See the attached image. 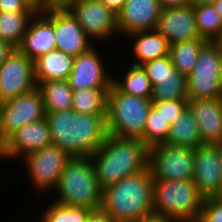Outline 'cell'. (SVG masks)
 Returning <instances> with one entry per match:
<instances>
[{
	"label": "cell",
	"instance_id": "1",
	"mask_svg": "<svg viewBox=\"0 0 222 222\" xmlns=\"http://www.w3.org/2000/svg\"><path fill=\"white\" fill-rule=\"evenodd\" d=\"M52 144L72 157L91 158L107 136L106 115L63 110L46 112Z\"/></svg>",
	"mask_w": 222,
	"mask_h": 222
},
{
	"label": "cell",
	"instance_id": "2",
	"mask_svg": "<svg viewBox=\"0 0 222 222\" xmlns=\"http://www.w3.org/2000/svg\"><path fill=\"white\" fill-rule=\"evenodd\" d=\"M150 148L140 138L110 134L90 158L102 189L149 167Z\"/></svg>",
	"mask_w": 222,
	"mask_h": 222
},
{
	"label": "cell",
	"instance_id": "3",
	"mask_svg": "<svg viewBox=\"0 0 222 222\" xmlns=\"http://www.w3.org/2000/svg\"><path fill=\"white\" fill-rule=\"evenodd\" d=\"M150 167L103 189L101 208L114 222H137L154 214Z\"/></svg>",
	"mask_w": 222,
	"mask_h": 222
},
{
	"label": "cell",
	"instance_id": "4",
	"mask_svg": "<svg viewBox=\"0 0 222 222\" xmlns=\"http://www.w3.org/2000/svg\"><path fill=\"white\" fill-rule=\"evenodd\" d=\"M53 192L57 199L52 201L60 204L89 210L101 208L103 189L89 157H72Z\"/></svg>",
	"mask_w": 222,
	"mask_h": 222
},
{
	"label": "cell",
	"instance_id": "5",
	"mask_svg": "<svg viewBox=\"0 0 222 222\" xmlns=\"http://www.w3.org/2000/svg\"><path fill=\"white\" fill-rule=\"evenodd\" d=\"M152 104L151 98L123 93L112 84L107 95V134L122 138H140L143 141L146 119Z\"/></svg>",
	"mask_w": 222,
	"mask_h": 222
},
{
	"label": "cell",
	"instance_id": "6",
	"mask_svg": "<svg viewBox=\"0 0 222 222\" xmlns=\"http://www.w3.org/2000/svg\"><path fill=\"white\" fill-rule=\"evenodd\" d=\"M203 200L192 180L154 179L153 210L156 215L174 222L198 219Z\"/></svg>",
	"mask_w": 222,
	"mask_h": 222
},
{
	"label": "cell",
	"instance_id": "7",
	"mask_svg": "<svg viewBox=\"0 0 222 222\" xmlns=\"http://www.w3.org/2000/svg\"><path fill=\"white\" fill-rule=\"evenodd\" d=\"M187 98H222V46L207 41L201 48L193 71L187 76Z\"/></svg>",
	"mask_w": 222,
	"mask_h": 222
},
{
	"label": "cell",
	"instance_id": "8",
	"mask_svg": "<svg viewBox=\"0 0 222 222\" xmlns=\"http://www.w3.org/2000/svg\"><path fill=\"white\" fill-rule=\"evenodd\" d=\"M26 173L37 192L54 191L59 183L60 175L72 156L53 144L38 151L31 152L24 157ZM35 187V188H34Z\"/></svg>",
	"mask_w": 222,
	"mask_h": 222
},
{
	"label": "cell",
	"instance_id": "9",
	"mask_svg": "<svg viewBox=\"0 0 222 222\" xmlns=\"http://www.w3.org/2000/svg\"><path fill=\"white\" fill-rule=\"evenodd\" d=\"M194 149L186 146L161 143L149 150V167L153 179H193Z\"/></svg>",
	"mask_w": 222,
	"mask_h": 222
},
{
	"label": "cell",
	"instance_id": "10",
	"mask_svg": "<svg viewBox=\"0 0 222 222\" xmlns=\"http://www.w3.org/2000/svg\"><path fill=\"white\" fill-rule=\"evenodd\" d=\"M36 87L33 61L18 48H13L0 66V102L14 99Z\"/></svg>",
	"mask_w": 222,
	"mask_h": 222
},
{
	"label": "cell",
	"instance_id": "11",
	"mask_svg": "<svg viewBox=\"0 0 222 222\" xmlns=\"http://www.w3.org/2000/svg\"><path fill=\"white\" fill-rule=\"evenodd\" d=\"M68 10L90 40L107 41L114 34L119 36L117 14L100 0H77Z\"/></svg>",
	"mask_w": 222,
	"mask_h": 222
},
{
	"label": "cell",
	"instance_id": "12",
	"mask_svg": "<svg viewBox=\"0 0 222 222\" xmlns=\"http://www.w3.org/2000/svg\"><path fill=\"white\" fill-rule=\"evenodd\" d=\"M3 139L26 124L40 121L46 117L43 98L36 87L32 91L1 103Z\"/></svg>",
	"mask_w": 222,
	"mask_h": 222
},
{
	"label": "cell",
	"instance_id": "13",
	"mask_svg": "<svg viewBox=\"0 0 222 222\" xmlns=\"http://www.w3.org/2000/svg\"><path fill=\"white\" fill-rule=\"evenodd\" d=\"M193 183L204 198L222 196L221 158L217 144H201L194 149Z\"/></svg>",
	"mask_w": 222,
	"mask_h": 222
},
{
	"label": "cell",
	"instance_id": "14",
	"mask_svg": "<svg viewBox=\"0 0 222 222\" xmlns=\"http://www.w3.org/2000/svg\"><path fill=\"white\" fill-rule=\"evenodd\" d=\"M104 63L95 45L76 56L72 72L67 80L72 90L110 89L113 76L107 71L108 66L106 67Z\"/></svg>",
	"mask_w": 222,
	"mask_h": 222
},
{
	"label": "cell",
	"instance_id": "15",
	"mask_svg": "<svg viewBox=\"0 0 222 222\" xmlns=\"http://www.w3.org/2000/svg\"><path fill=\"white\" fill-rule=\"evenodd\" d=\"M18 49L32 61L56 49L54 11L35 13Z\"/></svg>",
	"mask_w": 222,
	"mask_h": 222
},
{
	"label": "cell",
	"instance_id": "16",
	"mask_svg": "<svg viewBox=\"0 0 222 222\" xmlns=\"http://www.w3.org/2000/svg\"><path fill=\"white\" fill-rule=\"evenodd\" d=\"M156 30L174 44L200 37L193 10V4L181 7H168L161 10Z\"/></svg>",
	"mask_w": 222,
	"mask_h": 222
},
{
	"label": "cell",
	"instance_id": "17",
	"mask_svg": "<svg viewBox=\"0 0 222 222\" xmlns=\"http://www.w3.org/2000/svg\"><path fill=\"white\" fill-rule=\"evenodd\" d=\"M161 10L158 0H126L117 14L119 36L156 29Z\"/></svg>",
	"mask_w": 222,
	"mask_h": 222
},
{
	"label": "cell",
	"instance_id": "18",
	"mask_svg": "<svg viewBox=\"0 0 222 222\" xmlns=\"http://www.w3.org/2000/svg\"><path fill=\"white\" fill-rule=\"evenodd\" d=\"M52 144L50 129L46 118L29 123L11 134L3 145V157L17 158L43 149Z\"/></svg>",
	"mask_w": 222,
	"mask_h": 222
},
{
	"label": "cell",
	"instance_id": "19",
	"mask_svg": "<svg viewBox=\"0 0 222 222\" xmlns=\"http://www.w3.org/2000/svg\"><path fill=\"white\" fill-rule=\"evenodd\" d=\"M54 32L56 49L73 57L94 46L69 10H54Z\"/></svg>",
	"mask_w": 222,
	"mask_h": 222
},
{
	"label": "cell",
	"instance_id": "20",
	"mask_svg": "<svg viewBox=\"0 0 222 222\" xmlns=\"http://www.w3.org/2000/svg\"><path fill=\"white\" fill-rule=\"evenodd\" d=\"M200 132L202 144L222 141V98L188 100Z\"/></svg>",
	"mask_w": 222,
	"mask_h": 222
},
{
	"label": "cell",
	"instance_id": "21",
	"mask_svg": "<svg viewBox=\"0 0 222 222\" xmlns=\"http://www.w3.org/2000/svg\"><path fill=\"white\" fill-rule=\"evenodd\" d=\"M125 39L129 40L133 45H131V51L135 56L133 58L136 60L131 64L141 65L150 60L169 56L170 44L156 29L134 32L127 35Z\"/></svg>",
	"mask_w": 222,
	"mask_h": 222
},
{
	"label": "cell",
	"instance_id": "22",
	"mask_svg": "<svg viewBox=\"0 0 222 222\" xmlns=\"http://www.w3.org/2000/svg\"><path fill=\"white\" fill-rule=\"evenodd\" d=\"M74 58L57 49L41 55L33 61L35 81L68 80Z\"/></svg>",
	"mask_w": 222,
	"mask_h": 222
},
{
	"label": "cell",
	"instance_id": "23",
	"mask_svg": "<svg viewBox=\"0 0 222 222\" xmlns=\"http://www.w3.org/2000/svg\"><path fill=\"white\" fill-rule=\"evenodd\" d=\"M165 143L193 149L202 144L198 123L188 106L171 124Z\"/></svg>",
	"mask_w": 222,
	"mask_h": 222
},
{
	"label": "cell",
	"instance_id": "24",
	"mask_svg": "<svg viewBox=\"0 0 222 222\" xmlns=\"http://www.w3.org/2000/svg\"><path fill=\"white\" fill-rule=\"evenodd\" d=\"M43 98L45 112L72 109L73 90L67 80L36 82Z\"/></svg>",
	"mask_w": 222,
	"mask_h": 222
},
{
	"label": "cell",
	"instance_id": "25",
	"mask_svg": "<svg viewBox=\"0 0 222 222\" xmlns=\"http://www.w3.org/2000/svg\"><path fill=\"white\" fill-rule=\"evenodd\" d=\"M124 72L120 79L113 76L112 84L119 91L143 98L152 97L153 86L141 65L130 64Z\"/></svg>",
	"mask_w": 222,
	"mask_h": 222
},
{
	"label": "cell",
	"instance_id": "26",
	"mask_svg": "<svg viewBox=\"0 0 222 222\" xmlns=\"http://www.w3.org/2000/svg\"><path fill=\"white\" fill-rule=\"evenodd\" d=\"M35 13L0 11V40L18 48Z\"/></svg>",
	"mask_w": 222,
	"mask_h": 222
},
{
	"label": "cell",
	"instance_id": "27",
	"mask_svg": "<svg viewBox=\"0 0 222 222\" xmlns=\"http://www.w3.org/2000/svg\"><path fill=\"white\" fill-rule=\"evenodd\" d=\"M109 89L73 90L72 110L79 114L107 115V95Z\"/></svg>",
	"mask_w": 222,
	"mask_h": 222
},
{
	"label": "cell",
	"instance_id": "28",
	"mask_svg": "<svg viewBox=\"0 0 222 222\" xmlns=\"http://www.w3.org/2000/svg\"><path fill=\"white\" fill-rule=\"evenodd\" d=\"M205 39H192L170 45L169 56L175 69L186 77L193 71Z\"/></svg>",
	"mask_w": 222,
	"mask_h": 222
},
{
	"label": "cell",
	"instance_id": "29",
	"mask_svg": "<svg viewBox=\"0 0 222 222\" xmlns=\"http://www.w3.org/2000/svg\"><path fill=\"white\" fill-rule=\"evenodd\" d=\"M151 99L152 101L188 100L187 77L174 68L169 75L158 79V84L153 86Z\"/></svg>",
	"mask_w": 222,
	"mask_h": 222
},
{
	"label": "cell",
	"instance_id": "30",
	"mask_svg": "<svg viewBox=\"0 0 222 222\" xmlns=\"http://www.w3.org/2000/svg\"><path fill=\"white\" fill-rule=\"evenodd\" d=\"M196 26L201 38L215 41L222 28V19L213 4H193Z\"/></svg>",
	"mask_w": 222,
	"mask_h": 222
},
{
	"label": "cell",
	"instance_id": "31",
	"mask_svg": "<svg viewBox=\"0 0 222 222\" xmlns=\"http://www.w3.org/2000/svg\"><path fill=\"white\" fill-rule=\"evenodd\" d=\"M90 211L86 208L67 206L53 201L41 213L43 215L38 222H86Z\"/></svg>",
	"mask_w": 222,
	"mask_h": 222
},
{
	"label": "cell",
	"instance_id": "32",
	"mask_svg": "<svg viewBox=\"0 0 222 222\" xmlns=\"http://www.w3.org/2000/svg\"><path fill=\"white\" fill-rule=\"evenodd\" d=\"M171 124L153 107L146 119L143 142L149 147L165 143L170 132Z\"/></svg>",
	"mask_w": 222,
	"mask_h": 222
},
{
	"label": "cell",
	"instance_id": "33",
	"mask_svg": "<svg viewBox=\"0 0 222 222\" xmlns=\"http://www.w3.org/2000/svg\"><path fill=\"white\" fill-rule=\"evenodd\" d=\"M141 66L149 77L152 86L158 84V79L169 75L174 69L170 56L147 61L141 64Z\"/></svg>",
	"mask_w": 222,
	"mask_h": 222
},
{
	"label": "cell",
	"instance_id": "34",
	"mask_svg": "<svg viewBox=\"0 0 222 222\" xmlns=\"http://www.w3.org/2000/svg\"><path fill=\"white\" fill-rule=\"evenodd\" d=\"M188 106V100H162L153 101L152 107L170 123Z\"/></svg>",
	"mask_w": 222,
	"mask_h": 222
},
{
	"label": "cell",
	"instance_id": "35",
	"mask_svg": "<svg viewBox=\"0 0 222 222\" xmlns=\"http://www.w3.org/2000/svg\"><path fill=\"white\" fill-rule=\"evenodd\" d=\"M199 219L202 222H222V198L204 199Z\"/></svg>",
	"mask_w": 222,
	"mask_h": 222
},
{
	"label": "cell",
	"instance_id": "36",
	"mask_svg": "<svg viewBox=\"0 0 222 222\" xmlns=\"http://www.w3.org/2000/svg\"><path fill=\"white\" fill-rule=\"evenodd\" d=\"M1 12H37L31 0H0Z\"/></svg>",
	"mask_w": 222,
	"mask_h": 222
},
{
	"label": "cell",
	"instance_id": "37",
	"mask_svg": "<svg viewBox=\"0 0 222 222\" xmlns=\"http://www.w3.org/2000/svg\"><path fill=\"white\" fill-rule=\"evenodd\" d=\"M77 0H37L34 3L36 11L44 13L54 10H68Z\"/></svg>",
	"mask_w": 222,
	"mask_h": 222
},
{
	"label": "cell",
	"instance_id": "38",
	"mask_svg": "<svg viewBox=\"0 0 222 222\" xmlns=\"http://www.w3.org/2000/svg\"><path fill=\"white\" fill-rule=\"evenodd\" d=\"M86 222H114L112 217L102 208L91 210Z\"/></svg>",
	"mask_w": 222,
	"mask_h": 222
},
{
	"label": "cell",
	"instance_id": "39",
	"mask_svg": "<svg viewBox=\"0 0 222 222\" xmlns=\"http://www.w3.org/2000/svg\"><path fill=\"white\" fill-rule=\"evenodd\" d=\"M106 7L118 14L124 7L126 0H100Z\"/></svg>",
	"mask_w": 222,
	"mask_h": 222
},
{
	"label": "cell",
	"instance_id": "40",
	"mask_svg": "<svg viewBox=\"0 0 222 222\" xmlns=\"http://www.w3.org/2000/svg\"><path fill=\"white\" fill-rule=\"evenodd\" d=\"M162 9L168 7H181L191 3V0H158Z\"/></svg>",
	"mask_w": 222,
	"mask_h": 222
},
{
	"label": "cell",
	"instance_id": "41",
	"mask_svg": "<svg viewBox=\"0 0 222 222\" xmlns=\"http://www.w3.org/2000/svg\"><path fill=\"white\" fill-rule=\"evenodd\" d=\"M12 50H13V47H11L8 43L0 40V66L4 63L8 54Z\"/></svg>",
	"mask_w": 222,
	"mask_h": 222
},
{
	"label": "cell",
	"instance_id": "42",
	"mask_svg": "<svg viewBox=\"0 0 222 222\" xmlns=\"http://www.w3.org/2000/svg\"><path fill=\"white\" fill-rule=\"evenodd\" d=\"M137 222H174V221L169 220V219L166 218V217L153 214V215H151V216L142 218V219H140V220L137 221Z\"/></svg>",
	"mask_w": 222,
	"mask_h": 222
},
{
	"label": "cell",
	"instance_id": "43",
	"mask_svg": "<svg viewBox=\"0 0 222 222\" xmlns=\"http://www.w3.org/2000/svg\"><path fill=\"white\" fill-rule=\"evenodd\" d=\"M5 142L6 141L3 139V130H2V105L0 102V144L3 146Z\"/></svg>",
	"mask_w": 222,
	"mask_h": 222
},
{
	"label": "cell",
	"instance_id": "44",
	"mask_svg": "<svg viewBox=\"0 0 222 222\" xmlns=\"http://www.w3.org/2000/svg\"><path fill=\"white\" fill-rule=\"evenodd\" d=\"M217 0H191V4L202 5V4H213Z\"/></svg>",
	"mask_w": 222,
	"mask_h": 222
},
{
	"label": "cell",
	"instance_id": "45",
	"mask_svg": "<svg viewBox=\"0 0 222 222\" xmlns=\"http://www.w3.org/2000/svg\"><path fill=\"white\" fill-rule=\"evenodd\" d=\"M213 5L215 6L216 11L220 14V17L222 19V0L215 1Z\"/></svg>",
	"mask_w": 222,
	"mask_h": 222
},
{
	"label": "cell",
	"instance_id": "46",
	"mask_svg": "<svg viewBox=\"0 0 222 222\" xmlns=\"http://www.w3.org/2000/svg\"><path fill=\"white\" fill-rule=\"evenodd\" d=\"M218 150L220 152V158H221V173H222V141L217 144Z\"/></svg>",
	"mask_w": 222,
	"mask_h": 222
},
{
	"label": "cell",
	"instance_id": "47",
	"mask_svg": "<svg viewBox=\"0 0 222 222\" xmlns=\"http://www.w3.org/2000/svg\"><path fill=\"white\" fill-rule=\"evenodd\" d=\"M215 42H217L219 45L222 46V28H221L220 34L217 37V39L215 40Z\"/></svg>",
	"mask_w": 222,
	"mask_h": 222
},
{
	"label": "cell",
	"instance_id": "48",
	"mask_svg": "<svg viewBox=\"0 0 222 222\" xmlns=\"http://www.w3.org/2000/svg\"><path fill=\"white\" fill-rule=\"evenodd\" d=\"M2 158V160L4 159L3 157V146L0 144V159Z\"/></svg>",
	"mask_w": 222,
	"mask_h": 222
},
{
	"label": "cell",
	"instance_id": "49",
	"mask_svg": "<svg viewBox=\"0 0 222 222\" xmlns=\"http://www.w3.org/2000/svg\"><path fill=\"white\" fill-rule=\"evenodd\" d=\"M188 222H202V221L198 218V219H194V220H191V221H188Z\"/></svg>",
	"mask_w": 222,
	"mask_h": 222
}]
</instances>
